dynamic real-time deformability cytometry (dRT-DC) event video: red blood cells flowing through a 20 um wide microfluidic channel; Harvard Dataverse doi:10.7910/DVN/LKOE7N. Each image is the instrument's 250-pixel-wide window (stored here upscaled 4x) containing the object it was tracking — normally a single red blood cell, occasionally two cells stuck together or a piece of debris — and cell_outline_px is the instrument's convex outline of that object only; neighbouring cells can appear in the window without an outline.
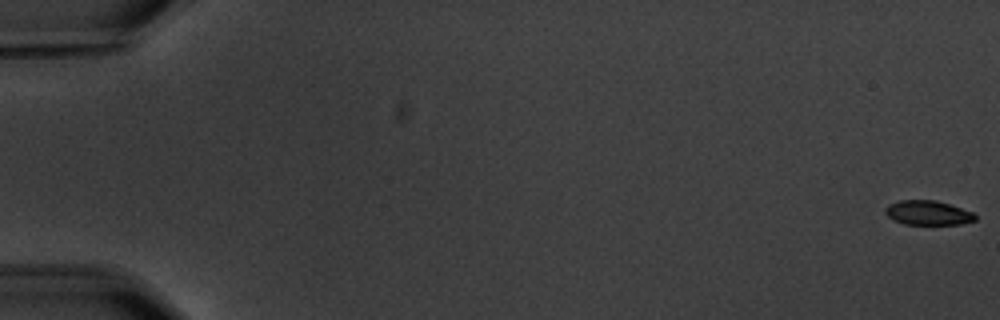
{"species": "common noctule bat (a hibernating species)", "species_latin": "Nyctalus noctula", "temperature_condition": "warm", "stored_images_in_passage": 6, "camera_frame_rate_fps": 3000, "um_per_image_px": 0.085, "animal": {"sex": "male", "body_mass_g": 20.1, "forearm_length_mm": 53.5}, "frame": {"image": 1, "passage_image": 1, "time_ms": 0.0, "image_size_px": [1000, 320], "cell_outline_px": [[976, 220], [960, 224], [904, 224], [892, 220], [884, 212], [884, 208], [888, 204], [900, 200], [936, 200], [972, 212], [976, 216]], "centroid_in_image_um": [78.82, 18.09], "position_along_channel_um": 6.2, "area_um2": 12.77}}
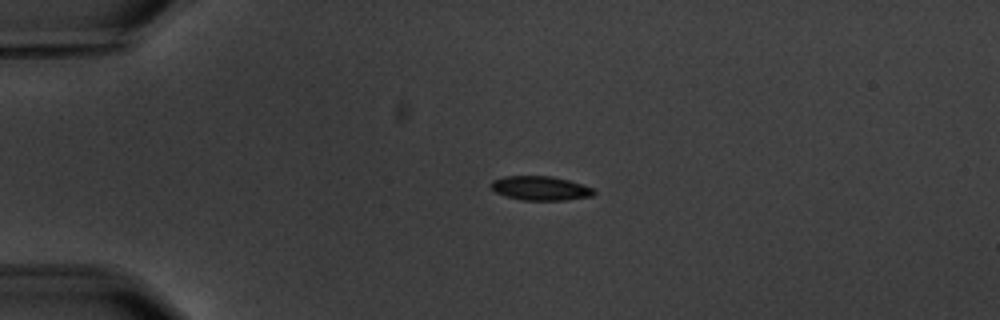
{"frame": {"image": 2, "passage_image": 5, "time_ms": 4.667, "image_size_px": [1000, 320], "cell_outline_px": [[596, 192], [592, 196], [564, 200], [524, 200], [508, 196], [496, 192], [492, 188], [492, 180], [504, 176], [552, 176], [568, 180], [592, 188]], "centroid_in_image_um": [45.94, 15.99], "position_along_channel_um": 39.1, "area_um2": 14.22}}